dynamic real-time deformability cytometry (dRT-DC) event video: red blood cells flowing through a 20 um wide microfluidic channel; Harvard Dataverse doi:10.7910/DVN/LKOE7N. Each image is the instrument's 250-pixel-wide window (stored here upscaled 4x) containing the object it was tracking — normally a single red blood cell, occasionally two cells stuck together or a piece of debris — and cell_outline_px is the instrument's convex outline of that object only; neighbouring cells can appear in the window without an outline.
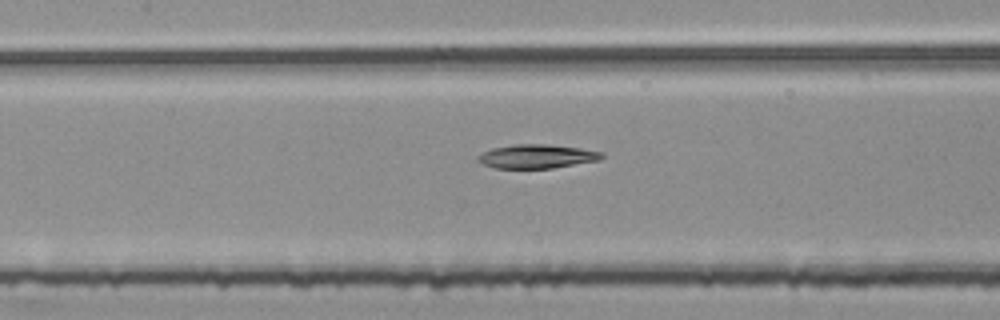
{"species": "common noctule bat (a hibernating species)", "species_latin": "Nyctalus noctula", "temperature_condition": "room temperature", "stored_images_in_passage": 51, "segment_of_instrument_passage": [2, 2], "camera_frame_rate_fps": 3000, "um_per_image_px": 0.085, "animal": {"sex": "female", "body_mass_g": 25.1}, "frame": {"image": 1, "passage_image": 25, "time_ms": 8.0, "image_size_px": [1000, 320], "cell_outline_px": [[604, 156], [600, 160], [552, 168], [496, 168], [484, 164], [476, 160], [476, 156], [492, 148], [512, 144], [548, 144], [580, 148], [604, 152]], "centroid_in_image_um": [45.64, 13.28], "position_along_channel_um": 161.8, "area_um2": 17.28}}
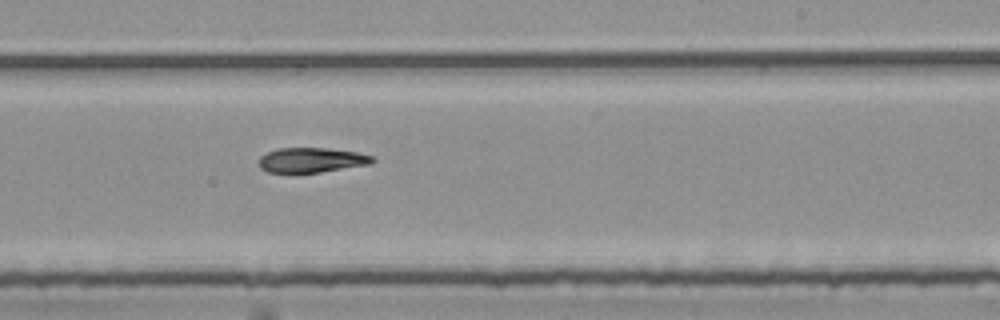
{"frame": {"image": 2, "passage_image": 33, "time_ms": 10.667, "image_size_px": [1000, 320], "cell_outline_px": [[376, 160], [372, 164], [320, 172], [268, 172], [260, 168], [256, 160], [260, 156], [276, 148], [324, 148], [356, 152], [372, 156]], "centroid_in_image_um": [26.45, 13.6], "position_along_channel_um": 262.5, "area_um2": 16.47}}
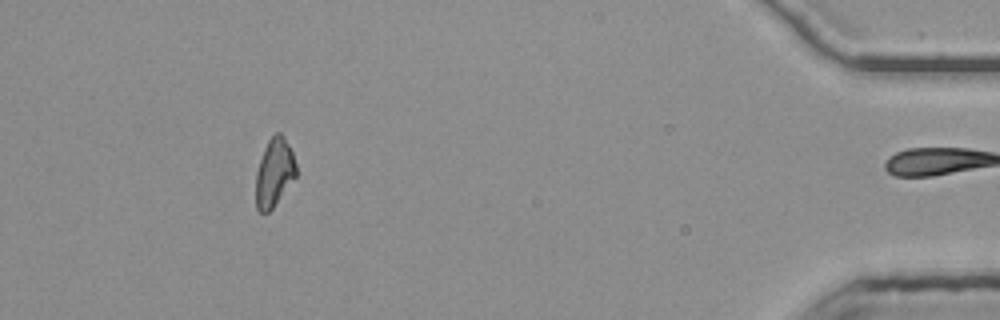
{"frame": {"image": 3, "passage_image": 50, "time_ms": 16.333, "image_size_px": [1000, 320], "cell_outline_px": [[296, 176], [272, 208], [268, 212], [260, 212], [256, 208], [256, 172], [264, 148], [268, 140], [276, 132], [280, 132], [284, 136], [292, 152], [296, 164]], "centroid_in_image_um": [23.31, 14.65], "position_along_channel_um": 411.9, "area_um2": 15.84}}